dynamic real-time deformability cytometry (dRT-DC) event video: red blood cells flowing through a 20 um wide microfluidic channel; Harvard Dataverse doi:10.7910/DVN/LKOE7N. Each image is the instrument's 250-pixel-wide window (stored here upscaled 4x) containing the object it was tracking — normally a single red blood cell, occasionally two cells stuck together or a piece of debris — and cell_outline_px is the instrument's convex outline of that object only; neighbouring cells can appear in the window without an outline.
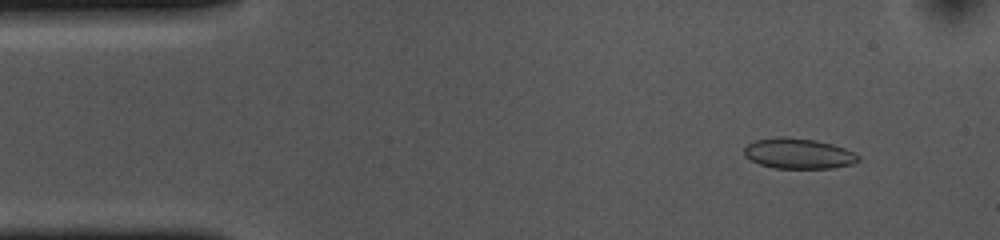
{"species": "common noctule bat (a hibernating species)", "species_latin": "Nyctalus noctula", "temperature_condition": "cold", "stored_images_in_passage": 53, "camera_frame_rate_fps": 3000, "um_per_image_px": 0.085, "animal": {"sex": "female", "body_mass_g": 10.0, "forearm_length_mm": 53.1}, "frame": {"image": 1, "passage_image": 5, "time_ms": 1.333, "image_size_px": [1000, 240], "cell_outline_px": [[860, 160], [852, 164], [832, 168], [776, 168], [760, 164], [744, 156], [744, 148], [748, 144], [756, 140], [780, 136], [816, 140], [832, 144], [844, 148], [860, 156]], "centroid_in_image_um": [67.87, 13.05], "position_along_channel_um": 17.1, "area_um2": 20.11}}
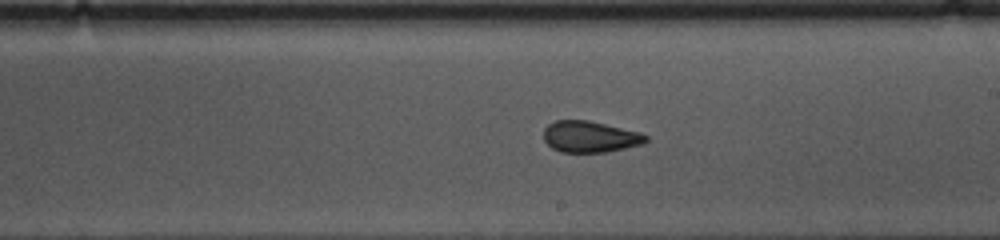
{"frame": {"image": 2, "passage_image": 29, "time_ms": 9.333, "image_size_px": [1000, 240], "cell_outline_px": [[648, 140], [644, 144], [608, 152], [560, 152], [552, 148], [544, 140], [544, 128], [548, 124], [556, 120], [588, 120], [640, 132], [648, 136]], "centroid_in_image_um": [50.16, 11.62], "position_along_channel_um": 238.8, "area_um2": 18.79}}
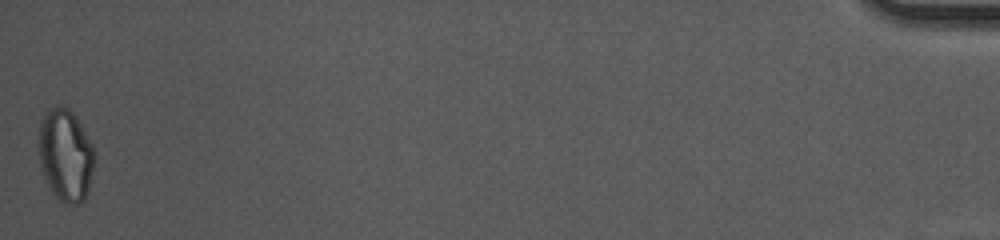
{"frame": {"image": 3, "passage_image": 53, "time_ms": 17.333, "image_size_px": [1000, 240], "cell_outline_px": [[96, 152], [88, 192], [84, 200], [80, 204], [64, 204], [52, 192], [48, 184], [40, 164], [40, 120], [48, 108], [56, 104], [68, 108], [72, 112], [92, 144]], "centroid_in_image_um": [5.59, 13.19], "position_along_channel_um": 429.6, "area_um2": 29.82}, "authors_computed_cell_mechanics": {"area_um2": 19.9988, "velocity_mm_per_s": 3.6684, "shape_relaxation_time_tau1_ms": 8.8752, "shape_relaxation_time_tau2_ms": 1.7248, "deformation_change_tau1": 0.134, "deformation_change_tau2": 0.0741}}